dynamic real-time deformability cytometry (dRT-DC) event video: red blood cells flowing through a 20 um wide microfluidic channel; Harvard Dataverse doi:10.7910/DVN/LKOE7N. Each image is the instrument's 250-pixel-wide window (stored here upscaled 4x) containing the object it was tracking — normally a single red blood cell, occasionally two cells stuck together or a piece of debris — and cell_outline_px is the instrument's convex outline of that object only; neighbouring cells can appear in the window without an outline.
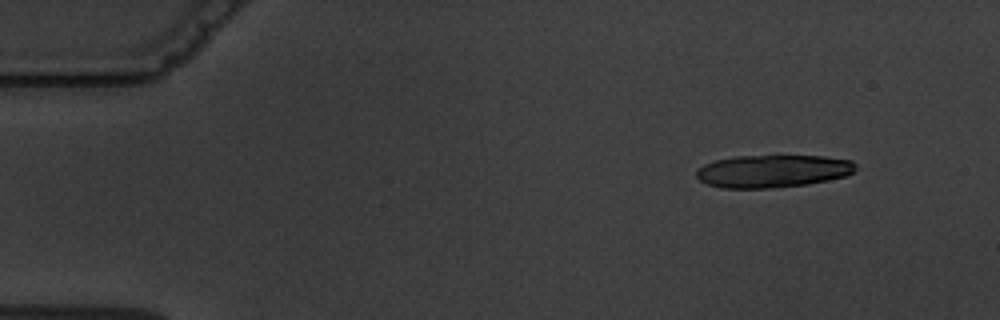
{"species": "common noctule bat (a hibernating species)", "species_latin": "Nyctalus noctula", "temperature_condition": "warm", "stored_images_in_passage": 5, "camera_frame_rate_fps": 3000, "um_per_image_px": 0.085, "animal": {"sex": "male", "body_mass_g": 19.5, "forearm_length_mm": 54.6}, "frame": {"image": 1, "passage_image": 2, "time_ms": 1.333, "image_size_px": [1000, 320], "cell_outline_px": [[856, 172], [844, 176], [828, 180], [808, 184], [768, 188], [720, 188], [708, 184], [700, 180], [696, 176], [696, 168], [704, 164], [716, 160], [736, 156], [824, 156], [852, 160], [856, 164]], "centroid_in_image_um": [65.69, 14.54], "position_along_channel_um": 19.3, "area_um2": 30.4}}